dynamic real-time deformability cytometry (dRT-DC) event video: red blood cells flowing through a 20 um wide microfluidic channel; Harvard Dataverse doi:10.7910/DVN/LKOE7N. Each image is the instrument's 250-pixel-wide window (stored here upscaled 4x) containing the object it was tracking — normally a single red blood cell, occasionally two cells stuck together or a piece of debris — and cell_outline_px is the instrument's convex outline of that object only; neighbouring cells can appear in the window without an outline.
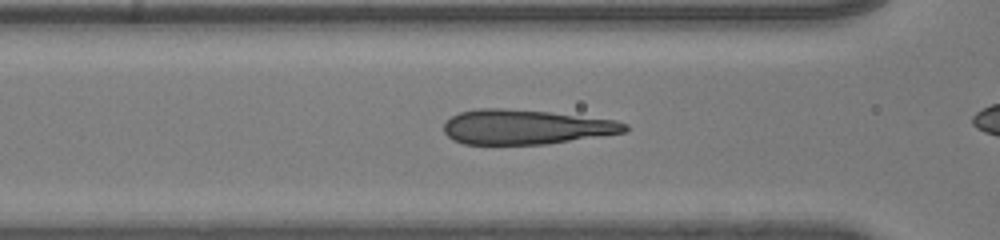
{"species": "human", "species_latin": "Homo sapiens", "temperature_condition": "room temperature", "stored_images_in_passage": 51, "camera_frame_rate_fps": 3000, "um_per_image_px": 0.085, "donor": {"sex": "male"}, "frame": {"image": 1, "passage_image": 28, "time_ms": 9.0, "image_size_px": [1000, 240], "cell_outline_px": [[628, 128], [624, 132], [548, 144], [464, 144], [452, 140], [444, 132], [444, 124], [452, 116], [460, 112], [476, 108], [504, 108], [552, 112], [616, 120], [628, 124]], "centroid_in_image_um": [44.67, 10.79], "position_along_channel_um": 121.9, "area_um2": 36.65}}
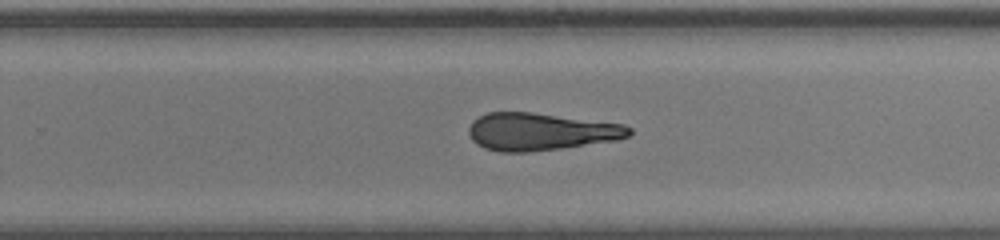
{"frame": {"image": 2, "passage_image": 40, "time_ms": 13.0, "image_size_px": [1000, 240], "cell_outline_px": [[632, 132], [628, 136], [616, 140], [560, 148], [528, 152], [500, 152], [484, 148], [476, 144], [472, 140], [468, 132], [468, 128], [472, 120], [488, 112], [532, 112], [624, 124], [632, 128]], "centroid_in_image_um": [45.91, 11.19], "position_along_channel_um": 283.9, "area_um2": 35.03}}
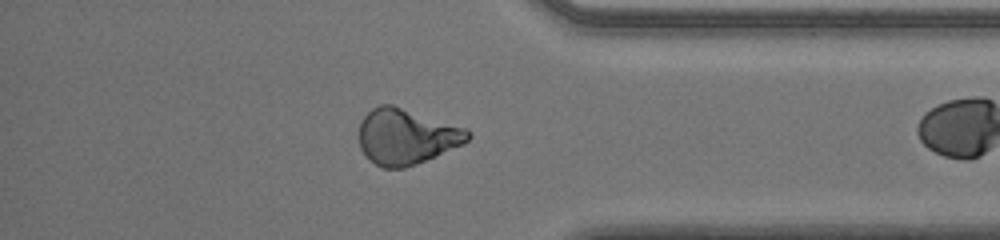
{"frame": {"image": 3, "passage_image": 49, "time_ms": 16.0, "image_size_px": [1000, 240], "cell_outline_px": [[472, 136], [464, 144], [416, 164], [404, 168], [384, 168], [368, 160], [360, 148], [360, 120], [372, 108], [380, 104], [392, 104], [468, 128], [472, 132]], "centroid_in_image_um": [34.56, 11.6], "position_along_channel_um": 400.6, "area_um2": 35.55}}